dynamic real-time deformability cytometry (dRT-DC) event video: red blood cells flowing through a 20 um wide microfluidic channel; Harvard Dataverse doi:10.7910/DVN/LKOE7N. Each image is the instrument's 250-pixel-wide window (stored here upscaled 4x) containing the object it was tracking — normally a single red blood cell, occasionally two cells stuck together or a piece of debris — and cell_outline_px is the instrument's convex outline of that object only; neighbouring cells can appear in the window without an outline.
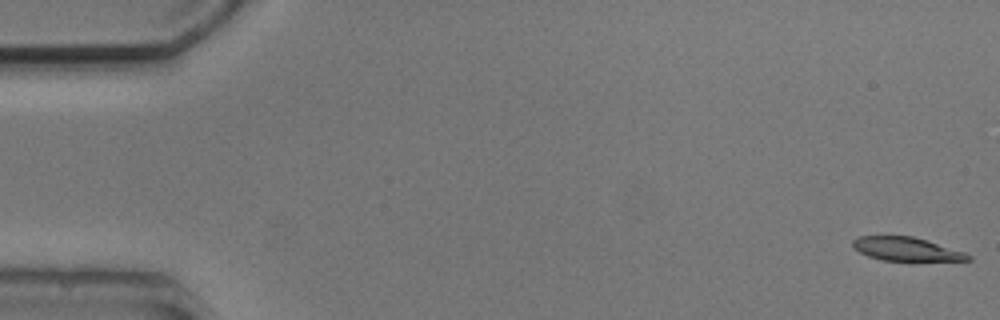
{"species": "common noctule bat (a hibernating species)", "species_latin": "Nyctalus noctula", "temperature_condition": "cold", "stored_images_in_passage": 5, "camera_frame_rate_fps": 3000, "um_per_image_px": 0.085, "animal": {"sex": "male", "body_mass_g": 20.5, "forearm_length_mm": 52.5}, "frame": {"image": 1, "passage_image": 1, "time_ms": 0.0, "image_size_px": [1000, 320], "cell_outline_px": [[972, 260], [912, 264], [880, 260], [868, 256], [860, 252], [852, 244], [852, 240], [860, 236], [912, 236], [928, 240], [964, 252], [972, 256]], "centroid_in_image_um": [77.13, 21.24], "position_along_channel_um": 7.9, "area_um2": 16.94}}